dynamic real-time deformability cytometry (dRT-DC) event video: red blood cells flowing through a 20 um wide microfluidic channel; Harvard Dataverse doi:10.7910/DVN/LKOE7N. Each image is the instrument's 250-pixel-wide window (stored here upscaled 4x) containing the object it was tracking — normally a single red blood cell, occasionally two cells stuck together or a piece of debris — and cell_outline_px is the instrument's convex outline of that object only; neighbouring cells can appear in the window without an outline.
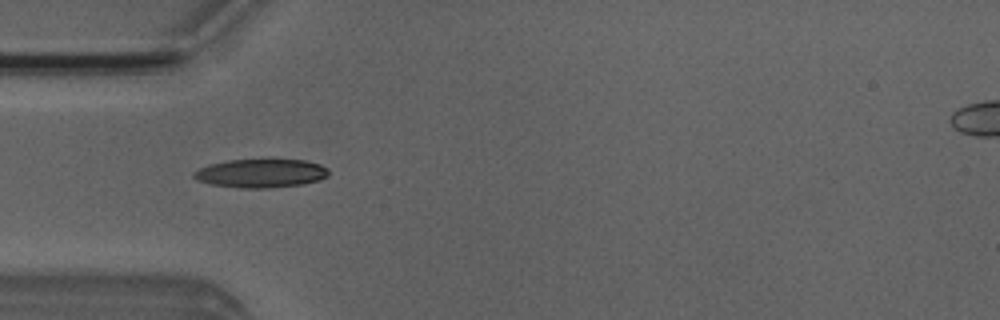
{"species": "Egyptian fruit bat (a non-hibernating species)", "species_latin": "Rousettus aegyptiacus", "temperature_condition": "room temperature", "stored_images_in_passage": 7, "camera_frame_rate_fps": 3000, "um_per_image_px": 0.085, "animal": {"sex": "male"}, "frame": {"image": 1, "passage_image": 3, "time_ms": 3.333, "image_size_px": [1000, 320], "cell_outline_px": [[328, 176], [320, 180], [300, 184], [268, 188], [240, 188], [212, 184], [196, 180], [192, 176], [192, 172], [208, 164], [228, 160], [268, 156], [304, 160], [320, 164], [328, 168]], "centroid_in_image_um": [22.18, 14.67], "position_along_channel_um": 62.8, "area_um2": 23.52}}
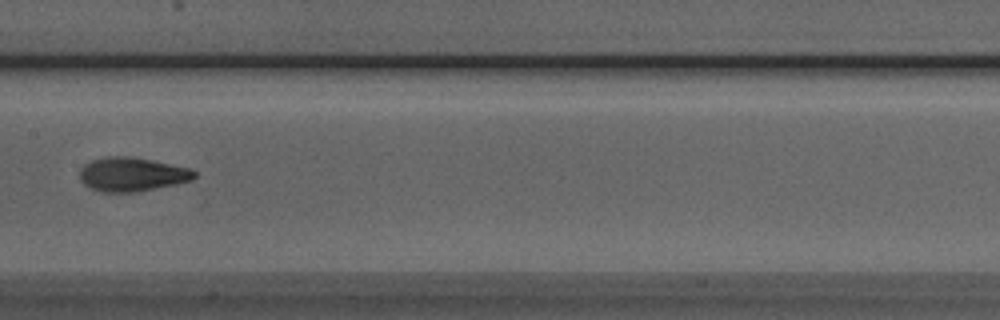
{"frame": {"image": 2, "passage_image": 6, "time_ms": 6.667, "image_size_px": [1000, 320], "cell_outline_px": [[196, 176], [192, 180], [176, 184], [136, 192], [100, 192], [84, 184], [80, 180], [80, 168], [84, 164], [92, 160], [104, 156], [128, 156], [152, 160], [188, 168], [196, 172]], "centroid_in_image_um": [11.19, 14.82], "position_along_channel_um": 196.2, "area_um2": 22.66}}
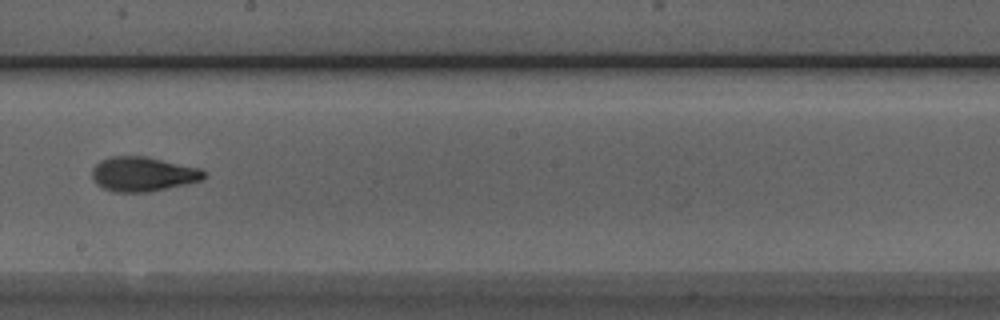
{"frame": {"image": 3, "passage_image": 7, "time_ms": 7.667, "image_size_px": [1000, 320], "cell_outline_px": [[208, 176], [204, 180], [168, 188], [148, 192], [112, 192], [96, 184], [92, 180], [92, 168], [100, 160], [108, 156], [148, 156], [200, 168], [208, 172]], "centroid_in_image_um": [12.18, 14.79], "position_along_channel_um": 236.0, "area_um2": 23.0}}